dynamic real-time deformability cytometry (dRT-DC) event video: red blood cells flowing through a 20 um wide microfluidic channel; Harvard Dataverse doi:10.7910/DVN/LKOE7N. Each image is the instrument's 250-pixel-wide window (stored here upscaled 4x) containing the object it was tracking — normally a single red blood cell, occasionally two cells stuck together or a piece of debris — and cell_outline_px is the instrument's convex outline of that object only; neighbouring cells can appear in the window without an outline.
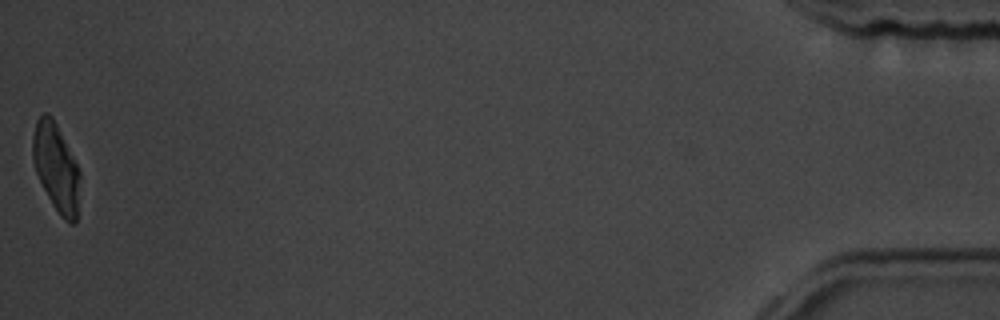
{"species": "common noctule bat (a hibernating species)", "species_latin": "Nyctalus noctula", "temperature_condition": "room temperature", "stored_images_in_passage": 41, "camera_frame_rate_fps": 3000, "um_per_image_px": 0.085, "animal": {"sex": "male", "body_mass_g": 19.5, "forearm_length_mm": 54.6}, "frame": {"image": 1, "passage_image": 41, "time_ms": 13.333, "image_size_px": [1000, 320], "cell_outline_px": [[80, 176], [76, 220], [72, 224], [68, 224], [60, 216], [52, 204], [36, 172], [32, 160], [32, 136], [36, 120], [44, 112], [48, 112], [52, 116], [80, 172]], "centroid_in_image_um": [4.75, 14.23], "position_along_channel_um": 430.5, "area_um2": 23.93}, "authors_computed_cell_mechanics": {"area_um2": 25.143, "velocity_mm_per_s": 3.5302, "shape_relaxation_time_tau1_ms": 2.3965, "shape_relaxation_time_tau2_ms": 2.6291, "deformation_change_tau1": 0.0911, "deformation_change_tau2": 0.041}}